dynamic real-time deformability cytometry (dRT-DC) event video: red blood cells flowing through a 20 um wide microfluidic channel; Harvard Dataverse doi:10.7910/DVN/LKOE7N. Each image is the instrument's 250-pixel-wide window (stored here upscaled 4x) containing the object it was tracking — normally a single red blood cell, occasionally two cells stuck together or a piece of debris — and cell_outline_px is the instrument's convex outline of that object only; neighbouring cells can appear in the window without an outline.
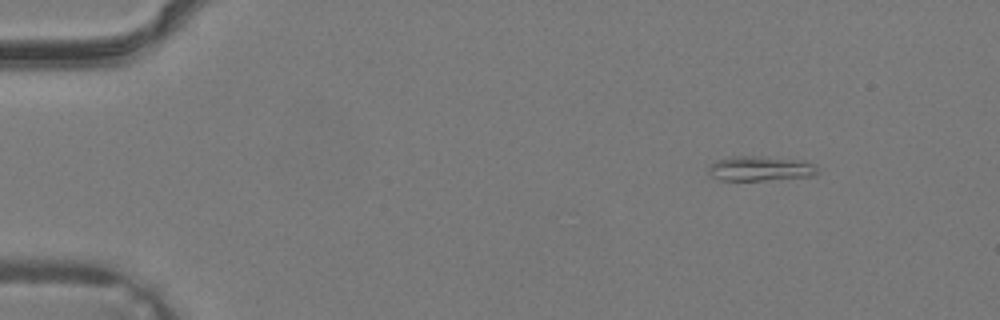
{"species": "common noctule bat (a hibernating species)", "species_latin": "Nyctalus noctula", "temperature_condition": "warm", "stored_images_in_passage": 34, "camera_frame_rate_fps": 3000, "um_per_image_px": 0.085, "animal": {"sex": "male", "body_mass_g": 19.2, "forearm_length_mm": 51.8}, "frame": {"image": 1, "passage_image": 1, "time_ms": 0.0, "image_size_px": [1000, 320], "cell_outline_px": [[820, 168], [816, 176], [764, 180], [720, 180], [712, 176], [708, 172], [708, 164], [716, 160], [732, 156], [764, 156], [804, 160], [816, 164]], "centroid_in_image_um": [64.67, 14.31], "position_along_channel_um": 20.3, "area_um2": 16.18}}
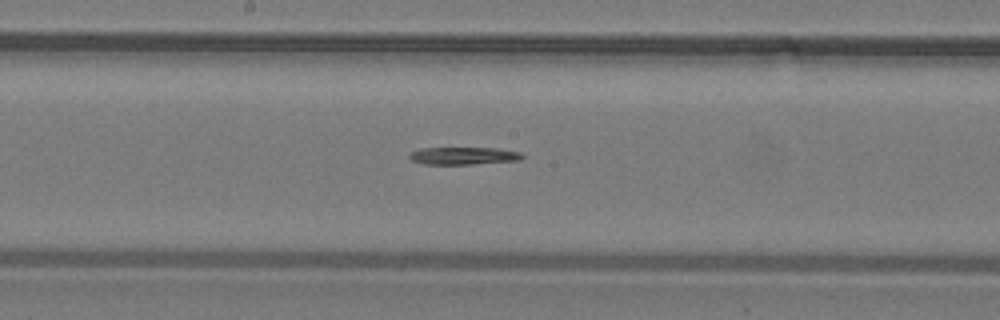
{"frame": {"image": 2, "passage_image": 17, "time_ms": 5.333, "image_size_px": [1000, 320], "cell_outline_px": [[524, 156], [520, 160], [472, 164], [424, 164], [412, 160], [408, 156], [412, 152], [420, 148], [496, 148], [520, 152]], "centroid_in_image_um": [39.4, 13.24], "position_along_channel_um": 208.8, "area_um2": 11.39}}
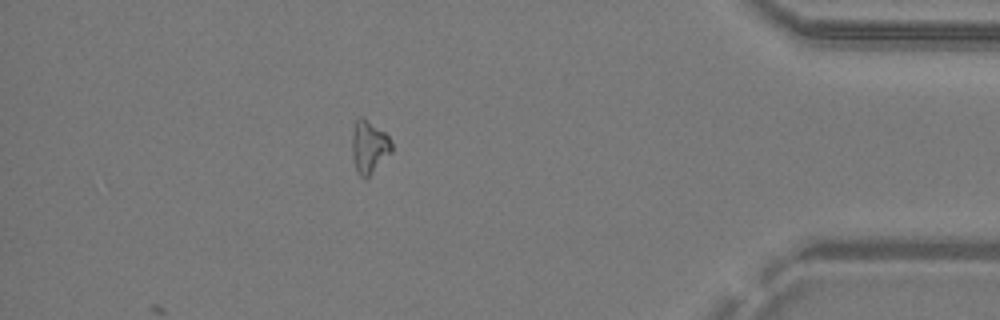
{"frame": {"image": 3, "passage_image": 30, "time_ms": 9.667, "image_size_px": [1000, 320], "cell_outline_px": [[392, 152], [364, 180], [356, 172], [352, 156], [352, 132], [356, 120], [360, 116], [364, 116], [384, 132], [388, 136], [392, 144]], "centroid_in_image_um": [31.35, 12.47], "position_along_channel_um": 403.8, "area_um2": 12.25}}